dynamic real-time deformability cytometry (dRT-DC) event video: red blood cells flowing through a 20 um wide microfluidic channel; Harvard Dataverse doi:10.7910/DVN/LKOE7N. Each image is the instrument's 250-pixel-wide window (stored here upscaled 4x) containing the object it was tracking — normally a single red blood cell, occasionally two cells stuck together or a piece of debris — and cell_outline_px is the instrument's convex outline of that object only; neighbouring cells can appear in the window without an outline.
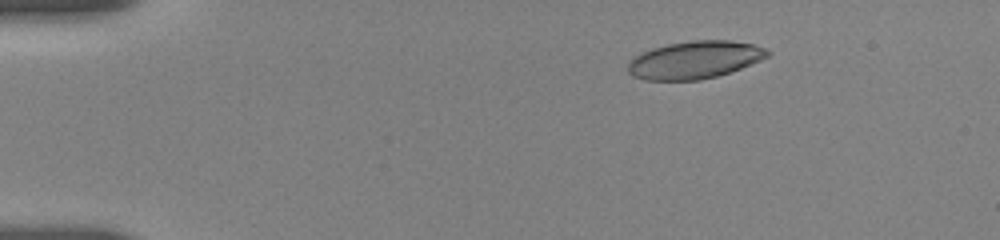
{"species": "human", "species_latin": "Homo sapiens", "temperature_condition": "room temperature", "stored_images_in_passage": 17, "camera_frame_rate_fps": 3000, "um_per_image_px": 0.085, "donor": {"sex": "female"}, "frame": {"image": 1, "passage_image": 5, "time_ms": 2.667, "image_size_px": [1000, 240], "cell_outline_px": [[772, 52], [768, 56], [760, 60], [740, 68], [716, 76], [700, 80], [644, 80], [632, 76], [628, 72], [628, 64], [636, 56], [652, 48], [668, 44], [692, 40], [728, 40], [752, 44], [764, 48]], "centroid_in_image_um": [59.04, 5.09], "position_along_channel_um": 26.0, "area_um2": 30.29}}
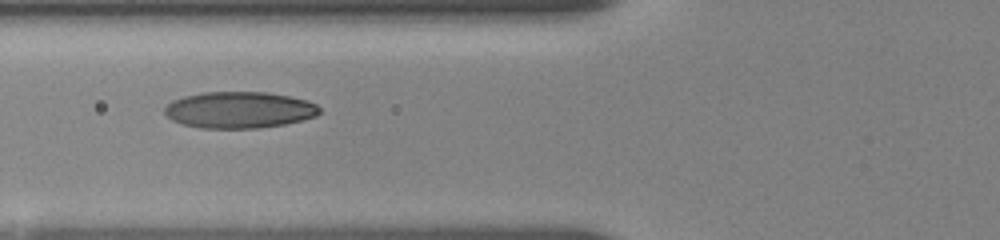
{"frame": {"image": 2, "passage_image": 12, "time_ms": 7.0, "image_size_px": [1000, 240], "cell_outline_px": [[320, 112], [316, 116], [284, 124], [256, 128], [200, 128], [184, 124], [172, 120], [164, 112], [164, 108], [172, 100], [184, 96], [204, 92], [268, 92], [308, 100], [316, 104], [320, 108]], "centroid_in_image_um": [20.33, 9.33], "position_along_channel_um": 105.5, "area_um2": 32.83}}
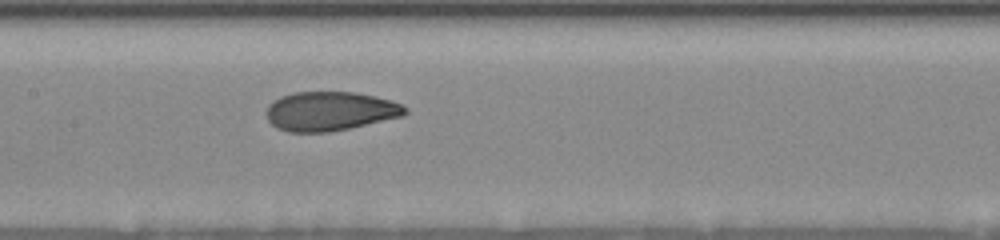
{"frame": {"image": 3, "passage_image": 17, "time_ms": 9.0, "image_size_px": [1000, 240], "cell_outline_px": [[408, 112], [404, 116], [348, 128], [328, 132], [288, 132], [276, 128], [268, 120], [268, 104], [272, 100], [280, 96], [296, 92], [356, 92], [376, 96], [392, 100], [408, 108]], "centroid_in_image_um": [28.07, 9.44], "position_along_channel_um": 179.3, "area_um2": 31.73}}